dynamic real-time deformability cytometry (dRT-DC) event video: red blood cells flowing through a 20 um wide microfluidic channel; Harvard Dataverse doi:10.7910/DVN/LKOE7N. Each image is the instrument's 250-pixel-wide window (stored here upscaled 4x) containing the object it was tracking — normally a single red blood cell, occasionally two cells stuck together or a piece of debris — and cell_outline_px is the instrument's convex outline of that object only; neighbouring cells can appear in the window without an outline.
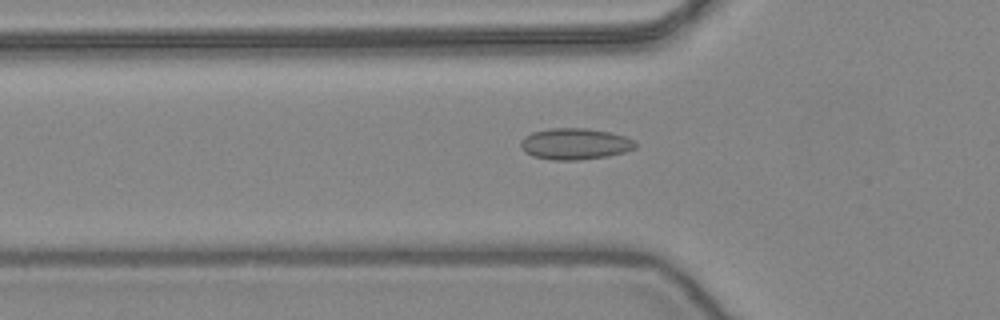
{"species": "common noctule bat (a hibernating species)", "species_latin": "Nyctalus noctula", "temperature_condition": "warm", "stored_images_in_passage": 42, "camera_frame_rate_fps": 3000, "um_per_image_px": 0.085, "animal": {"sex": "female", "body_mass_g": 24.6, "forearm_length_mm": 56.2}, "frame": {"image": 1, "passage_image": 7, "time_ms": 2.0, "image_size_px": [1000, 320], "cell_outline_px": [[636, 148], [624, 152], [608, 156], [580, 160], [552, 160], [532, 156], [524, 152], [520, 148], [520, 140], [524, 136], [532, 132], [548, 128], [588, 128], [608, 132], [624, 136], [632, 140], [636, 144]], "centroid_in_image_um": [48.82, 12.23], "position_along_channel_um": 77.0, "area_um2": 21.1}}
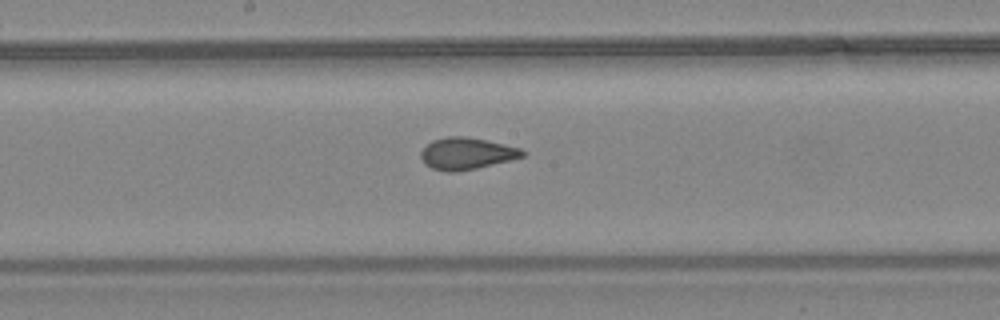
{"frame": {"image": 2, "passage_image": 17, "time_ms": 5.333, "image_size_px": [1000, 320], "cell_outline_px": [[528, 152], [524, 156], [512, 160], [476, 168], [456, 172], [448, 172], [432, 168], [424, 164], [420, 156], [420, 152], [432, 140], [448, 136], [464, 136], [504, 144], [520, 148]], "centroid_in_image_um": [39.67, 13.05], "position_along_channel_um": 208.5, "area_um2": 18.84}}
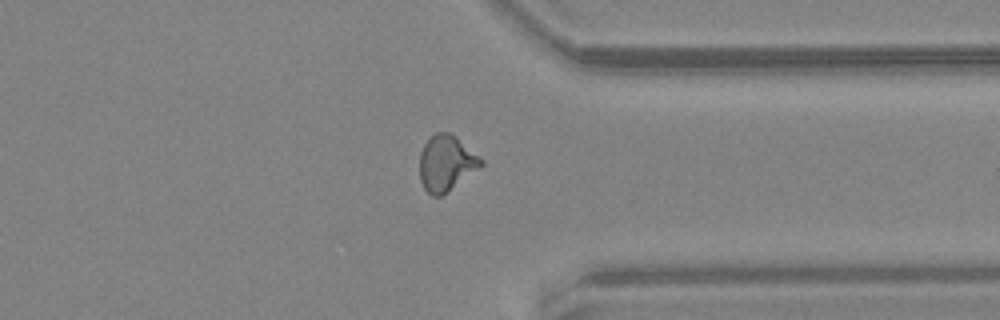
{"frame": {"image": 3, "passage_image": 30, "time_ms": 9.667, "image_size_px": [1000, 320], "cell_outline_px": [[484, 164], [480, 168], [448, 192], [440, 196], [432, 196], [424, 188], [420, 180], [420, 152], [424, 144], [436, 132], [448, 132], [456, 136], [484, 160]], "centroid_in_image_um": [37.95, 13.88], "position_along_channel_um": 373.5, "area_um2": 20.0}, "authors_computed_cell_mechanics": {"area_um2": 19.1896, "velocity_mm_per_s": 3.9172, "shape_relaxation_time_tau1_ms": null, "shape_relaxation_time_tau2_ms": 0.8245, "deformation_change_tau1": null, "deformation_change_tau2": 0.0608}}